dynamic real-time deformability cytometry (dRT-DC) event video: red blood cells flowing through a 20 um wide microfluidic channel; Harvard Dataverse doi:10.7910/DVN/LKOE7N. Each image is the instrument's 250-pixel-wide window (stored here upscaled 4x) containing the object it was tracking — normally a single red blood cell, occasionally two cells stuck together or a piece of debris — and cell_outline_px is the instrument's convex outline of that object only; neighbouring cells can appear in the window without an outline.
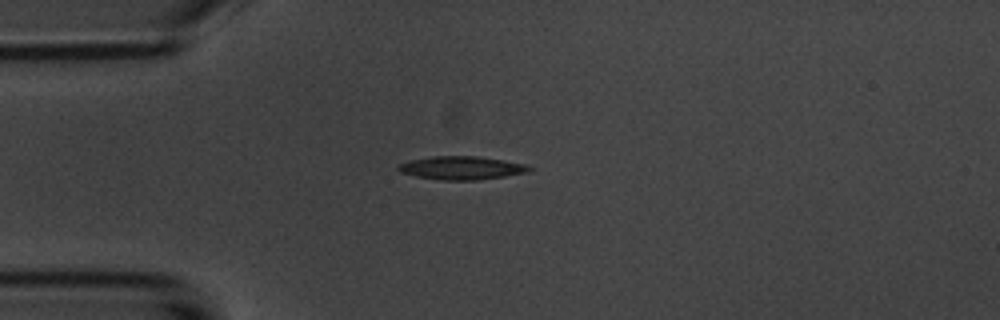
{"species": "common noctule bat (a hibernating species)", "species_latin": "Nyctalus noctula", "temperature_condition": "room temperature", "stored_images_in_passage": 41, "camera_frame_rate_fps": 3000, "um_per_image_px": 0.085, "animal": {"sex": "male", "body_mass_g": 20.1, "forearm_length_mm": 53.5}, "frame": {"image": 1, "passage_image": 1, "time_ms": 0.0, "image_size_px": [1000, 320], "cell_outline_px": [[532, 168], [528, 172], [504, 176], [476, 180], [440, 180], [416, 176], [400, 172], [396, 168], [400, 164], [408, 160], [432, 156], [476, 156], [504, 160], [528, 164]], "centroid_in_image_um": [39.23, 14.27], "position_along_channel_um": 45.8, "area_um2": 17.8}}
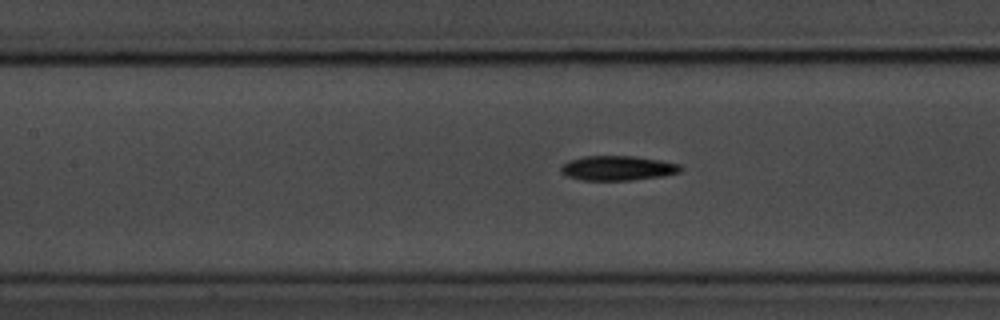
{"frame": {"image": 2, "passage_image": 11, "time_ms": 3.333, "image_size_px": [1000, 320], "cell_outline_px": [[684, 168], [680, 172], [660, 176], [632, 180], [584, 180], [568, 176], [560, 172], [560, 164], [568, 160], [584, 156], [632, 156], [660, 160], [680, 164]], "centroid_in_image_um": [52.47, 14.28], "position_along_channel_um": 154.9, "area_um2": 17.22}}
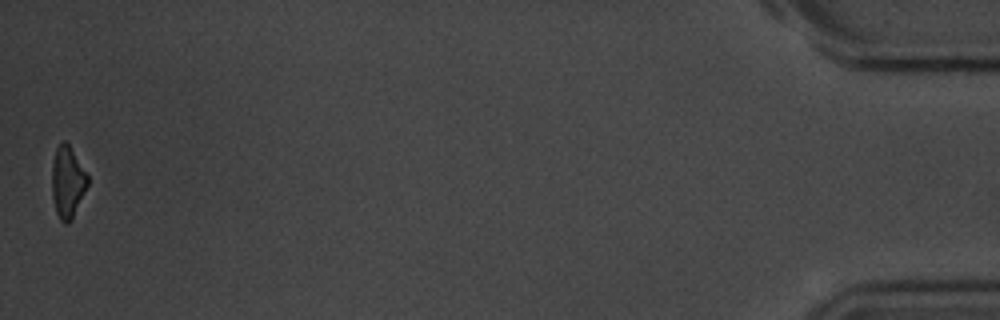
{"frame": {"image": 3, "passage_image": 41, "time_ms": 13.333, "image_size_px": [1000, 320], "cell_outline_px": [[88, 184], [72, 220], [68, 224], [64, 224], [60, 220], [56, 212], [52, 196], [52, 164], [56, 148], [64, 140], [68, 144], [88, 176]], "centroid_in_image_um": [5.73, 15.52], "position_along_channel_um": 429.5, "area_um2": 14.74}, "authors_computed_cell_mechanics": {"area_um2": 16.473, "velocity_mm_per_s": 3.7011, "shape_relaxation_time_tau1_ms": 2.46, "shape_relaxation_time_tau2_ms": 5.1728, "deformation_change_tau1": 0.1293, "deformation_change_tau2": 0.1403}}